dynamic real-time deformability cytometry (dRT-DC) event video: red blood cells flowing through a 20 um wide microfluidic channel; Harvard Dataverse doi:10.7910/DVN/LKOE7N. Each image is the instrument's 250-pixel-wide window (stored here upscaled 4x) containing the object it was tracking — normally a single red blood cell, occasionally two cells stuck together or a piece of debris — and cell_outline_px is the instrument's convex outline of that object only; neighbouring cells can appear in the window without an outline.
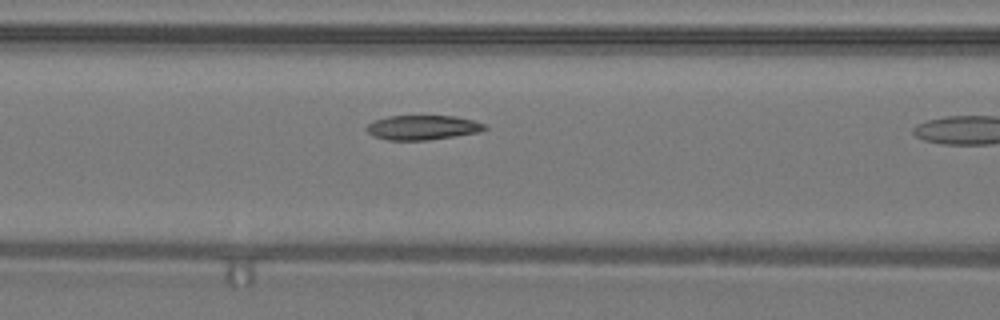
{"species": "common noctule bat (a hibernating species)", "species_latin": "Nyctalus noctula", "temperature_condition": "warm", "stored_images_in_passage": 11, "camera_frame_rate_fps": 3000, "um_per_image_px": 0.085, "animal": {"sex": "male", "body_mass_g": 19.2, "forearm_length_mm": 51.8}, "frame": {"image": 1, "passage_image": 10, "time_ms": 3.0, "image_size_px": [1000, 320], "cell_outline_px": [[488, 128], [480, 132], [428, 140], [388, 140], [372, 136], [364, 128], [368, 124], [376, 120], [388, 116], [456, 116], [472, 120], [484, 124]], "centroid_in_image_um": [35.91, 10.84], "position_along_channel_um": 130.7, "area_um2": 16.88}}